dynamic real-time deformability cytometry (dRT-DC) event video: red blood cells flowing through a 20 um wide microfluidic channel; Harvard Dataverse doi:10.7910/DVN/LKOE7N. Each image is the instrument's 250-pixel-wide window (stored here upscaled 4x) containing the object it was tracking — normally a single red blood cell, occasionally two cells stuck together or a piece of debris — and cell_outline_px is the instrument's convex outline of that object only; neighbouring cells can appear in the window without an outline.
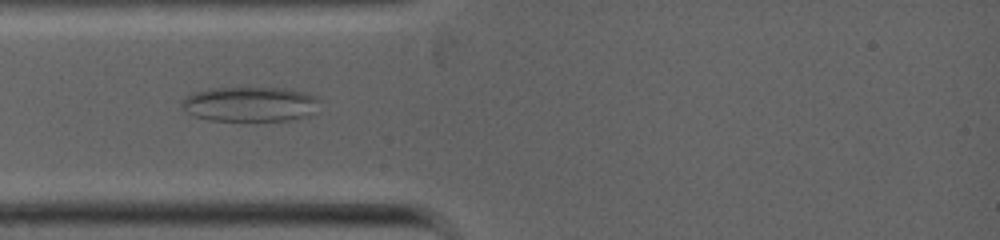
{"species": "common noctule bat (a hibernating species)", "species_latin": "Nyctalus noctula", "temperature_condition": "warm", "stored_images_in_passage": 6, "camera_frame_rate_fps": 5000, "um_per_image_px": 0.085, "animal": {"sex": "female", "body_mass_g": 19.0, "forearm_length_mm": 53.3}, "frame": {"image": 1, "passage_image": 4, "time_ms": 2.2, "image_size_px": [1000, 240], "cell_outline_px": [[320, 100], [312, 112], [308, 116], [288, 120], [208, 120], [196, 116], [180, 108], [180, 100], [184, 96], [208, 88], [284, 88], [304, 92], [316, 96]], "centroid_in_image_um": [21.2, 8.84], "position_along_channel_um": 63.8, "area_um2": 27.92}}
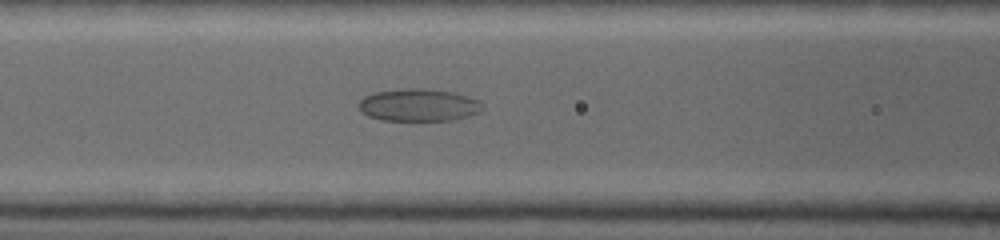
{"frame": {"image": 2, "passage_image": 6, "time_ms": 3.6, "image_size_px": [1000, 240], "cell_outline_px": [[484, 108], [480, 112], [468, 116], [452, 120], [380, 120], [368, 116], [360, 108], [360, 100], [364, 96], [376, 92], [404, 88], [424, 88], [452, 92], [468, 96], [480, 100]], "centroid_in_image_um": [35.62, 8.92], "position_along_channel_um": 131.0, "area_um2": 23.35}}